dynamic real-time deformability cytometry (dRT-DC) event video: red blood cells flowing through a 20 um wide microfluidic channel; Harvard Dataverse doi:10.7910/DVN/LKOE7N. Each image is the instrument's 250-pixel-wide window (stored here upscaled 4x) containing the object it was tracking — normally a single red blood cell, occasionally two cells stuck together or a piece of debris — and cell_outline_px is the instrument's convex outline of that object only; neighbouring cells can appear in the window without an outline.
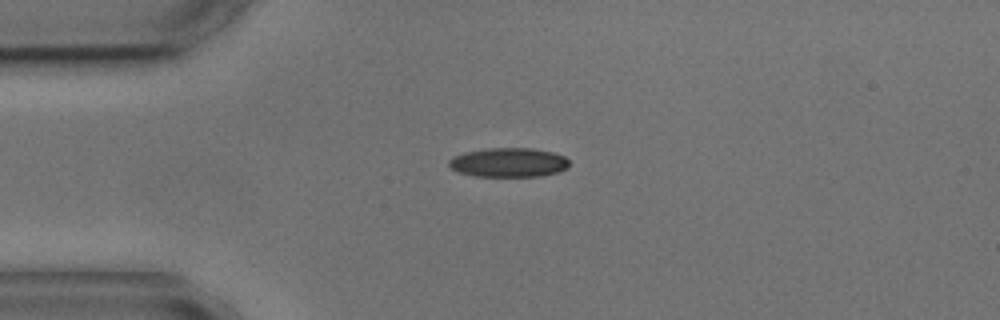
{"species": "common noctule bat (a hibernating species)", "species_latin": "Nyctalus noctula", "temperature_condition": "cold", "stored_images_in_passage": 4, "camera_frame_rate_fps": 3000, "um_per_image_px": 0.085, "animal": {"sex": "male", "body_mass_g": 17.9, "forearm_length_mm": 54.2}, "frame": {"image": 1, "passage_image": 1, "time_ms": 0.0, "image_size_px": [1000, 320], "cell_outline_px": [[568, 168], [556, 172], [540, 176], [476, 176], [456, 172], [448, 164], [448, 160], [464, 152], [488, 148], [532, 148], [552, 152], [564, 156], [568, 160]], "centroid_in_image_um": [43.22, 13.81], "position_along_channel_um": 41.8, "area_um2": 20.4}}